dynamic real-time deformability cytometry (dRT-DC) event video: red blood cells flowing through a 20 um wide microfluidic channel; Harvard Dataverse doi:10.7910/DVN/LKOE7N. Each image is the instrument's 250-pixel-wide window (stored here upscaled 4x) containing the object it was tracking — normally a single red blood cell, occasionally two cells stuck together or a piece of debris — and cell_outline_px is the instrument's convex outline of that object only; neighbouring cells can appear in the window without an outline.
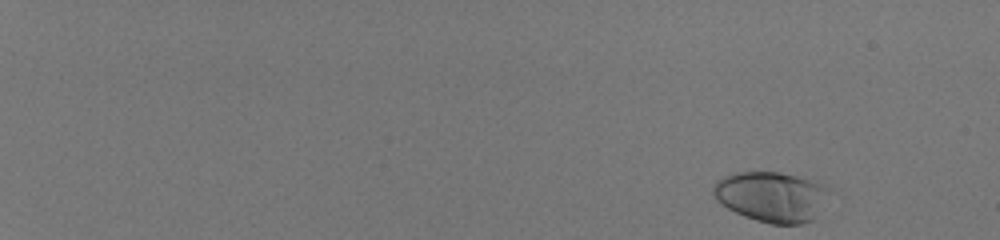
{"species": "human", "species_latin": "Homo sapiens", "temperature_condition": "room temperature", "stored_images_in_passage": 51, "camera_frame_rate_fps": 3000, "um_per_image_px": 0.085, "donor": {"sex": "male"}, "frame": {"image": 1, "passage_image": 1, "time_ms": 0.0, "image_size_px": [1000, 240], "cell_outline_px": [[828, 188], [812, 220], [800, 224], [772, 224], [756, 220], [744, 216], [728, 208], [716, 200], [712, 192], [712, 188], [716, 180], [724, 176], [736, 172], [780, 172], [796, 176], [824, 184]], "centroid_in_image_um": [65.48, 16.7], "position_along_channel_um": 19.5, "area_um2": 33.29}}
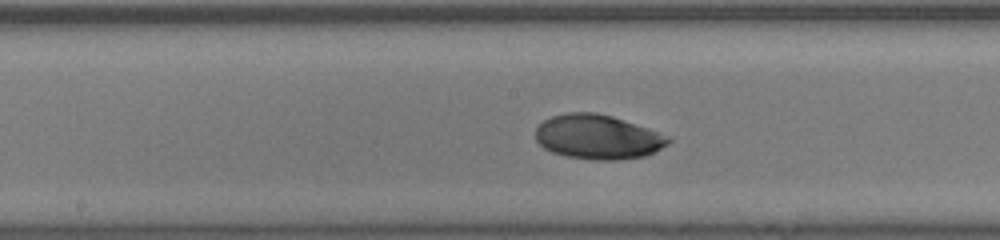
{"frame": {"image": 2, "passage_image": 30, "time_ms": 9.667, "image_size_px": [1000, 240], "cell_outline_px": [[672, 140], [668, 144], [644, 156], [616, 160], [596, 160], [564, 156], [552, 152], [544, 148], [536, 140], [536, 128], [544, 120], [552, 116], [568, 112], [596, 112], [612, 116], [672, 136]], "centroid_in_image_um": [50.82, 11.63], "position_along_channel_um": 197.4, "area_um2": 34.45}}
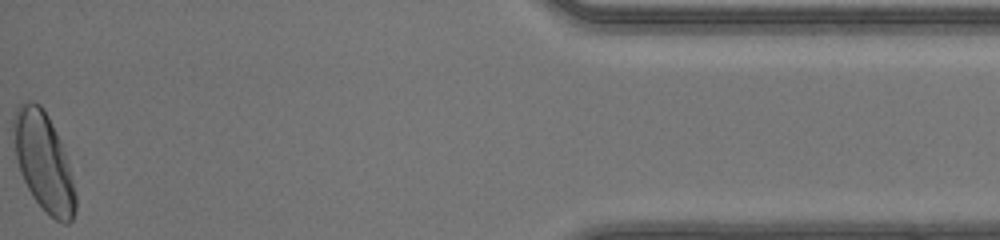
{"frame": {"image": 3, "passage_image": 51, "time_ms": 16.667, "image_size_px": [1000, 240], "cell_outline_px": [[76, 208], [72, 220], [68, 224], [64, 224], [56, 220], [32, 196], [20, 172], [16, 160], [12, 128], [12, 116], [16, 108], [20, 104], [28, 100], [32, 100], [40, 104], [48, 116], [60, 140], [68, 160], [76, 196]], "centroid_in_image_um": [3.69, 13.71], "position_along_channel_um": 431.5, "area_um2": 35.49}, "authors_computed_cell_mechanics": {"area_um2": 32.5414, "velocity_mm_per_s": 4.1451, "shape_relaxation_time_tau1_ms": 2.6373, "shape_relaxation_time_tau2_ms": 6.3316, "deformation_change_tau1": 0.1461, "deformation_change_tau2": 0.0645}}